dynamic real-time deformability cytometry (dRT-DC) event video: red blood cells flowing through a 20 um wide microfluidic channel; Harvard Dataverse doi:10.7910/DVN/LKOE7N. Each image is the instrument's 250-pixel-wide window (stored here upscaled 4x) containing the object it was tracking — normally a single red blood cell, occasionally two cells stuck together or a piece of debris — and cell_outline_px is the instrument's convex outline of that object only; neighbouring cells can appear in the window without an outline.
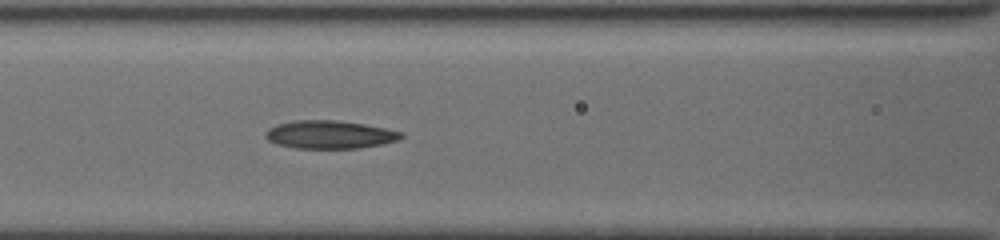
{"species": "common noctule bat (a hibernating species)", "species_latin": "Nyctalus noctula", "temperature_condition": "cold", "stored_images_in_passage": 27, "camera_frame_rate_fps": 3000, "um_per_image_px": 0.085, "animal": {"sex": "female", "body_mass_g": 19.5, "forearm_length_mm": 54.1}, "frame": {"image": 1, "passage_image": 10, "time_ms": 5.333, "image_size_px": [1000, 240], "cell_outline_px": [[404, 136], [400, 140], [384, 144], [360, 148], [296, 148], [276, 144], [268, 140], [264, 136], [264, 132], [268, 128], [276, 124], [296, 120], [336, 120], [364, 124], [404, 132]], "centroid_in_image_um": [28.03, 11.44], "position_along_channel_um": 138.6, "area_um2": 22.43}}
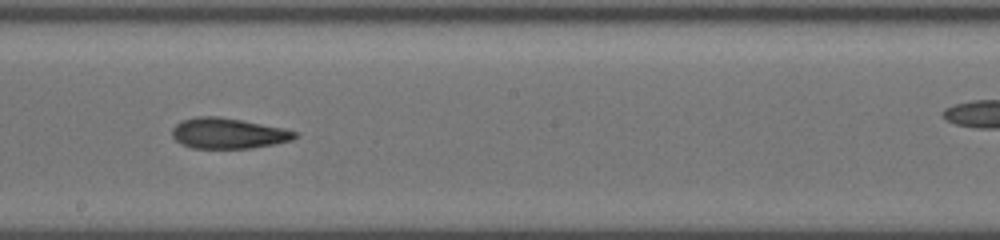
{"frame": {"image": 2, "passage_image": 16, "time_ms": 7.667, "image_size_px": [1000, 240], "cell_outline_px": [[296, 136], [292, 140], [252, 148], [192, 148], [180, 144], [172, 136], [172, 128], [180, 120], [196, 116], [220, 116], [284, 128], [296, 132]], "centroid_in_image_um": [19.34, 11.32], "position_along_channel_um": 228.9, "area_um2": 21.91}}
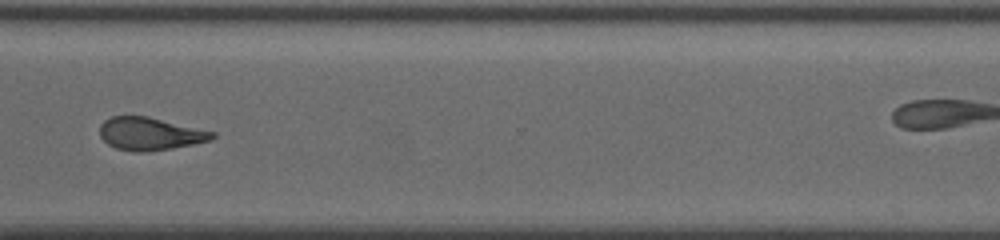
{"frame": {"image": 3, "passage_image": 21, "time_ms": 11.0, "image_size_px": [1000, 240], "cell_outline_px": [[216, 136], [212, 140], [172, 148], [140, 152], [136, 152], [116, 148], [108, 144], [100, 136], [100, 124], [104, 120], [112, 116], [148, 116], [216, 132]], "centroid_in_image_um": [12.76, 11.36], "position_along_channel_um": 357.8, "area_um2": 21.44}, "authors_computed_cell_mechanics": {"area_um2": 22.0796, "velocity_mm_per_s": 3.866, "shape_relaxation_time_tau1_ms": 9.8486, "shape_relaxation_time_tau2_ms": 4.7676, "deformation_change_tau1": 0.222, "deformation_change_tau2": 0.137}}